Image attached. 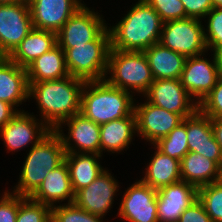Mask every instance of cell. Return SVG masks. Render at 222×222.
I'll list each match as a JSON object with an SVG mask.
<instances>
[{
	"label": "cell",
	"mask_w": 222,
	"mask_h": 222,
	"mask_svg": "<svg viewBox=\"0 0 222 222\" xmlns=\"http://www.w3.org/2000/svg\"><path fill=\"white\" fill-rule=\"evenodd\" d=\"M62 125H67L68 135L63 133ZM55 131L61 137L66 153L100 155V125L87 119L81 113L64 120Z\"/></svg>",
	"instance_id": "15"
},
{
	"label": "cell",
	"mask_w": 222,
	"mask_h": 222,
	"mask_svg": "<svg viewBox=\"0 0 222 222\" xmlns=\"http://www.w3.org/2000/svg\"><path fill=\"white\" fill-rule=\"evenodd\" d=\"M26 71L28 82L59 80L70 75L65 53L58 45L33 60Z\"/></svg>",
	"instance_id": "25"
},
{
	"label": "cell",
	"mask_w": 222,
	"mask_h": 222,
	"mask_svg": "<svg viewBox=\"0 0 222 222\" xmlns=\"http://www.w3.org/2000/svg\"><path fill=\"white\" fill-rule=\"evenodd\" d=\"M44 222H57L52 214L48 216V218Z\"/></svg>",
	"instance_id": "44"
},
{
	"label": "cell",
	"mask_w": 222,
	"mask_h": 222,
	"mask_svg": "<svg viewBox=\"0 0 222 222\" xmlns=\"http://www.w3.org/2000/svg\"><path fill=\"white\" fill-rule=\"evenodd\" d=\"M199 110L210 118L222 119V76L210 93L200 102Z\"/></svg>",
	"instance_id": "35"
},
{
	"label": "cell",
	"mask_w": 222,
	"mask_h": 222,
	"mask_svg": "<svg viewBox=\"0 0 222 222\" xmlns=\"http://www.w3.org/2000/svg\"><path fill=\"white\" fill-rule=\"evenodd\" d=\"M204 22H207V28L204 27V37L208 50L213 52L220 46H222V8H212L205 18Z\"/></svg>",
	"instance_id": "33"
},
{
	"label": "cell",
	"mask_w": 222,
	"mask_h": 222,
	"mask_svg": "<svg viewBox=\"0 0 222 222\" xmlns=\"http://www.w3.org/2000/svg\"><path fill=\"white\" fill-rule=\"evenodd\" d=\"M105 80L114 87L144 95L154 78L143 51L110 49Z\"/></svg>",
	"instance_id": "5"
},
{
	"label": "cell",
	"mask_w": 222,
	"mask_h": 222,
	"mask_svg": "<svg viewBox=\"0 0 222 222\" xmlns=\"http://www.w3.org/2000/svg\"><path fill=\"white\" fill-rule=\"evenodd\" d=\"M30 199L53 207L60 201L73 203V192L68 167L65 161L52 171H49L39 187L29 196ZM56 203V204H55Z\"/></svg>",
	"instance_id": "21"
},
{
	"label": "cell",
	"mask_w": 222,
	"mask_h": 222,
	"mask_svg": "<svg viewBox=\"0 0 222 222\" xmlns=\"http://www.w3.org/2000/svg\"><path fill=\"white\" fill-rule=\"evenodd\" d=\"M50 131L51 129L41 119L20 111L0 129V137L7 147V152H18L30 144L31 147L35 146Z\"/></svg>",
	"instance_id": "14"
},
{
	"label": "cell",
	"mask_w": 222,
	"mask_h": 222,
	"mask_svg": "<svg viewBox=\"0 0 222 222\" xmlns=\"http://www.w3.org/2000/svg\"><path fill=\"white\" fill-rule=\"evenodd\" d=\"M136 133L135 115L100 125V155L102 156L103 151L120 154L121 151L129 148L133 135Z\"/></svg>",
	"instance_id": "23"
},
{
	"label": "cell",
	"mask_w": 222,
	"mask_h": 222,
	"mask_svg": "<svg viewBox=\"0 0 222 222\" xmlns=\"http://www.w3.org/2000/svg\"><path fill=\"white\" fill-rule=\"evenodd\" d=\"M29 99V84L26 68L0 57V100L11 104L18 112L19 105ZM23 102V103H22Z\"/></svg>",
	"instance_id": "20"
},
{
	"label": "cell",
	"mask_w": 222,
	"mask_h": 222,
	"mask_svg": "<svg viewBox=\"0 0 222 222\" xmlns=\"http://www.w3.org/2000/svg\"><path fill=\"white\" fill-rule=\"evenodd\" d=\"M57 45V33L33 28L8 58L26 68L33 60Z\"/></svg>",
	"instance_id": "24"
},
{
	"label": "cell",
	"mask_w": 222,
	"mask_h": 222,
	"mask_svg": "<svg viewBox=\"0 0 222 222\" xmlns=\"http://www.w3.org/2000/svg\"><path fill=\"white\" fill-rule=\"evenodd\" d=\"M134 114L137 136L144 137V140L151 145L167 136L184 119L180 114L155 106L148 101L140 105L135 103Z\"/></svg>",
	"instance_id": "12"
},
{
	"label": "cell",
	"mask_w": 222,
	"mask_h": 222,
	"mask_svg": "<svg viewBox=\"0 0 222 222\" xmlns=\"http://www.w3.org/2000/svg\"><path fill=\"white\" fill-rule=\"evenodd\" d=\"M118 217L128 222H158L157 216V190L136 181L125 190Z\"/></svg>",
	"instance_id": "13"
},
{
	"label": "cell",
	"mask_w": 222,
	"mask_h": 222,
	"mask_svg": "<svg viewBox=\"0 0 222 222\" xmlns=\"http://www.w3.org/2000/svg\"><path fill=\"white\" fill-rule=\"evenodd\" d=\"M101 157L94 153H66L64 161L74 193L87 187L105 170L98 160Z\"/></svg>",
	"instance_id": "26"
},
{
	"label": "cell",
	"mask_w": 222,
	"mask_h": 222,
	"mask_svg": "<svg viewBox=\"0 0 222 222\" xmlns=\"http://www.w3.org/2000/svg\"><path fill=\"white\" fill-rule=\"evenodd\" d=\"M198 199L212 222H222V180L198 188Z\"/></svg>",
	"instance_id": "30"
},
{
	"label": "cell",
	"mask_w": 222,
	"mask_h": 222,
	"mask_svg": "<svg viewBox=\"0 0 222 222\" xmlns=\"http://www.w3.org/2000/svg\"><path fill=\"white\" fill-rule=\"evenodd\" d=\"M178 222H212L211 217L206 213L202 202L197 198L181 214Z\"/></svg>",
	"instance_id": "37"
},
{
	"label": "cell",
	"mask_w": 222,
	"mask_h": 222,
	"mask_svg": "<svg viewBox=\"0 0 222 222\" xmlns=\"http://www.w3.org/2000/svg\"><path fill=\"white\" fill-rule=\"evenodd\" d=\"M154 80L180 79L186 57L174 52L160 43L153 44L143 51Z\"/></svg>",
	"instance_id": "27"
},
{
	"label": "cell",
	"mask_w": 222,
	"mask_h": 222,
	"mask_svg": "<svg viewBox=\"0 0 222 222\" xmlns=\"http://www.w3.org/2000/svg\"><path fill=\"white\" fill-rule=\"evenodd\" d=\"M128 13L108 26L111 49L119 51H144L159 43L163 21L146 0H138Z\"/></svg>",
	"instance_id": "2"
},
{
	"label": "cell",
	"mask_w": 222,
	"mask_h": 222,
	"mask_svg": "<svg viewBox=\"0 0 222 222\" xmlns=\"http://www.w3.org/2000/svg\"><path fill=\"white\" fill-rule=\"evenodd\" d=\"M211 128L216 142L220 145L222 151V119L211 118Z\"/></svg>",
	"instance_id": "40"
},
{
	"label": "cell",
	"mask_w": 222,
	"mask_h": 222,
	"mask_svg": "<svg viewBox=\"0 0 222 222\" xmlns=\"http://www.w3.org/2000/svg\"><path fill=\"white\" fill-rule=\"evenodd\" d=\"M102 16L83 5L57 32V45L65 52L74 45L93 41L107 27Z\"/></svg>",
	"instance_id": "9"
},
{
	"label": "cell",
	"mask_w": 222,
	"mask_h": 222,
	"mask_svg": "<svg viewBox=\"0 0 222 222\" xmlns=\"http://www.w3.org/2000/svg\"><path fill=\"white\" fill-rule=\"evenodd\" d=\"M132 93L110 85L105 79L87 81L82 90L80 113L102 125L134 114Z\"/></svg>",
	"instance_id": "3"
},
{
	"label": "cell",
	"mask_w": 222,
	"mask_h": 222,
	"mask_svg": "<svg viewBox=\"0 0 222 222\" xmlns=\"http://www.w3.org/2000/svg\"><path fill=\"white\" fill-rule=\"evenodd\" d=\"M214 54L216 56V60L219 64V68L221 69L222 72V46L218 47L215 51Z\"/></svg>",
	"instance_id": "41"
},
{
	"label": "cell",
	"mask_w": 222,
	"mask_h": 222,
	"mask_svg": "<svg viewBox=\"0 0 222 222\" xmlns=\"http://www.w3.org/2000/svg\"><path fill=\"white\" fill-rule=\"evenodd\" d=\"M22 0H0V4H10L15 2H20Z\"/></svg>",
	"instance_id": "43"
},
{
	"label": "cell",
	"mask_w": 222,
	"mask_h": 222,
	"mask_svg": "<svg viewBox=\"0 0 222 222\" xmlns=\"http://www.w3.org/2000/svg\"><path fill=\"white\" fill-rule=\"evenodd\" d=\"M50 214V206L19 195L16 222H44Z\"/></svg>",
	"instance_id": "32"
},
{
	"label": "cell",
	"mask_w": 222,
	"mask_h": 222,
	"mask_svg": "<svg viewBox=\"0 0 222 222\" xmlns=\"http://www.w3.org/2000/svg\"><path fill=\"white\" fill-rule=\"evenodd\" d=\"M143 96L153 105L180 114L183 118L199 109V104L186 91L180 79H156Z\"/></svg>",
	"instance_id": "11"
},
{
	"label": "cell",
	"mask_w": 222,
	"mask_h": 222,
	"mask_svg": "<svg viewBox=\"0 0 222 222\" xmlns=\"http://www.w3.org/2000/svg\"><path fill=\"white\" fill-rule=\"evenodd\" d=\"M163 22L189 18L181 0H146Z\"/></svg>",
	"instance_id": "34"
},
{
	"label": "cell",
	"mask_w": 222,
	"mask_h": 222,
	"mask_svg": "<svg viewBox=\"0 0 222 222\" xmlns=\"http://www.w3.org/2000/svg\"><path fill=\"white\" fill-rule=\"evenodd\" d=\"M63 204L51 207V214L57 222H103L102 216L91 214L74 202Z\"/></svg>",
	"instance_id": "31"
},
{
	"label": "cell",
	"mask_w": 222,
	"mask_h": 222,
	"mask_svg": "<svg viewBox=\"0 0 222 222\" xmlns=\"http://www.w3.org/2000/svg\"><path fill=\"white\" fill-rule=\"evenodd\" d=\"M82 0H31L29 8L33 27L57 33L84 4Z\"/></svg>",
	"instance_id": "17"
},
{
	"label": "cell",
	"mask_w": 222,
	"mask_h": 222,
	"mask_svg": "<svg viewBox=\"0 0 222 222\" xmlns=\"http://www.w3.org/2000/svg\"><path fill=\"white\" fill-rule=\"evenodd\" d=\"M181 179L197 189L222 180V169L200 153L189 151L180 160Z\"/></svg>",
	"instance_id": "22"
},
{
	"label": "cell",
	"mask_w": 222,
	"mask_h": 222,
	"mask_svg": "<svg viewBox=\"0 0 222 222\" xmlns=\"http://www.w3.org/2000/svg\"><path fill=\"white\" fill-rule=\"evenodd\" d=\"M187 143L189 151L200 153L222 169V151L211 128V118L199 109L187 117Z\"/></svg>",
	"instance_id": "19"
},
{
	"label": "cell",
	"mask_w": 222,
	"mask_h": 222,
	"mask_svg": "<svg viewBox=\"0 0 222 222\" xmlns=\"http://www.w3.org/2000/svg\"><path fill=\"white\" fill-rule=\"evenodd\" d=\"M66 155L62 139L51 130L35 146L30 147L13 193L29 197L43 182L49 171L64 162Z\"/></svg>",
	"instance_id": "4"
},
{
	"label": "cell",
	"mask_w": 222,
	"mask_h": 222,
	"mask_svg": "<svg viewBox=\"0 0 222 222\" xmlns=\"http://www.w3.org/2000/svg\"><path fill=\"white\" fill-rule=\"evenodd\" d=\"M189 18L205 20L207 13L213 8L211 0H181Z\"/></svg>",
	"instance_id": "38"
},
{
	"label": "cell",
	"mask_w": 222,
	"mask_h": 222,
	"mask_svg": "<svg viewBox=\"0 0 222 222\" xmlns=\"http://www.w3.org/2000/svg\"><path fill=\"white\" fill-rule=\"evenodd\" d=\"M4 191L0 199V222H16L19 208V195L9 192V190Z\"/></svg>",
	"instance_id": "36"
},
{
	"label": "cell",
	"mask_w": 222,
	"mask_h": 222,
	"mask_svg": "<svg viewBox=\"0 0 222 222\" xmlns=\"http://www.w3.org/2000/svg\"><path fill=\"white\" fill-rule=\"evenodd\" d=\"M112 176L106 168L92 183L75 193L74 203L91 214L107 215L119 191V183Z\"/></svg>",
	"instance_id": "16"
},
{
	"label": "cell",
	"mask_w": 222,
	"mask_h": 222,
	"mask_svg": "<svg viewBox=\"0 0 222 222\" xmlns=\"http://www.w3.org/2000/svg\"><path fill=\"white\" fill-rule=\"evenodd\" d=\"M213 8H222V0H211Z\"/></svg>",
	"instance_id": "42"
},
{
	"label": "cell",
	"mask_w": 222,
	"mask_h": 222,
	"mask_svg": "<svg viewBox=\"0 0 222 222\" xmlns=\"http://www.w3.org/2000/svg\"><path fill=\"white\" fill-rule=\"evenodd\" d=\"M197 198L198 189L183 180L157 190L158 222H178Z\"/></svg>",
	"instance_id": "18"
},
{
	"label": "cell",
	"mask_w": 222,
	"mask_h": 222,
	"mask_svg": "<svg viewBox=\"0 0 222 222\" xmlns=\"http://www.w3.org/2000/svg\"><path fill=\"white\" fill-rule=\"evenodd\" d=\"M17 112L11 104L0 100V129L4 127Z\"/></svg>",
	"instance_id": "39"
},
{
	"label": "cell",
	"mask_w": 222,
	"mask_h": 222,
	"mask_svg": "<svg viewBox=\"0 0 222 222\" xmlns=\"http://www.w3.org/2000/svg\"><path fill=\"white\" fill-rule=\"evenodd\" d=\"M163 154L181 160L188 152L187 117L171 132L153 144Z\"/></svg>",
	"instance_id": "29"
},
{
	"label": "cell",
	"mask_w": 222,
	"mask_h": 222,
	"mask_svg": "<svg viewBox=\"0 0 222 222\" xmlns=\"http://www.w3.org/2000/svg\"><path fill=\"white\" fill-rule=\"evenodd\" d=\"M154 149V155L145 168V176L140 180L155 190L182 180L180 161L163 154L156 147Z\"/></svg>",
	"instance_id": "28"
},
{
	"label": "cell",
	"mask_w": 222,
	"mask_h": 222,
	"mask_svg": "<svg viewBox=\"0 0 222 222\" xmlns=\"http://www.w3.org/2000/svg\"><path fill=\"white\" fill-rule=\"evenodd\" d=\"M33 28L28 2L0 4V57H8Z\"/></svg>",
	"instance_id": "8"
},
{
	"label": "cell",
	"mask_w": 222,
	"mask_h": 222,
	"mask_svg": "<svg viewBox=\"0 0 222 222\" xmlns=\"http://www.w3.org/2000/svg\"><path fill=\"white\" fill-rule=\"evenodd\" d=\"M110 49L107 26L93 41L85 45H74L64 52L69 74L86 82L104 80Z\"/></svg>",
	"instance_id": "6"
},
{
	"label": "cell",
	"mask_w": 222,
	"mask_h": 222,
	"mask_svg": "<svg viewBox=\"0 0 222 222\" xmlns=\"http://www.w3.org/2000/svg\"><path fill=\"white\" fill-rule=\"evenodd\" d=\"M201 19L186 18L163 23L159 43L187 57L208 52Z\"/></svg>",
	"instance_id": "7"
},
{
	"label": "cell",
	"mask_w": 222,
	"mask_h": 222,
	"mask_svg": "<svg viewBox=\"0 0 222 222\" xmlns=\"http://www.w3.org/2000/svg\"><path fill=\"white\" fill-rule=\"evenodd\" d=\"M212 62L203 54L187 57L180 77L181 84L198 103L210 93L222 76L221 69L213 52Z\"/></svg>",
	"instance_id": "10"
},
{
	"label": "cell",
	"mask_w": 222,
	"mask_h": 222,
	"mask_svg": "<svg viewBox=\"0 0 222 222\" xmlns=\"http://www.w3.org/2000/svg\"><path fill=\"white\" fill-rule=\"evenodd\" d=\"M85 83L86 81L71 75L59 80L28 82L29 98L36 100L41 120L51 130L80 113Z\"/></svg>",
	"instance_id": "1"
}]
</instances>
